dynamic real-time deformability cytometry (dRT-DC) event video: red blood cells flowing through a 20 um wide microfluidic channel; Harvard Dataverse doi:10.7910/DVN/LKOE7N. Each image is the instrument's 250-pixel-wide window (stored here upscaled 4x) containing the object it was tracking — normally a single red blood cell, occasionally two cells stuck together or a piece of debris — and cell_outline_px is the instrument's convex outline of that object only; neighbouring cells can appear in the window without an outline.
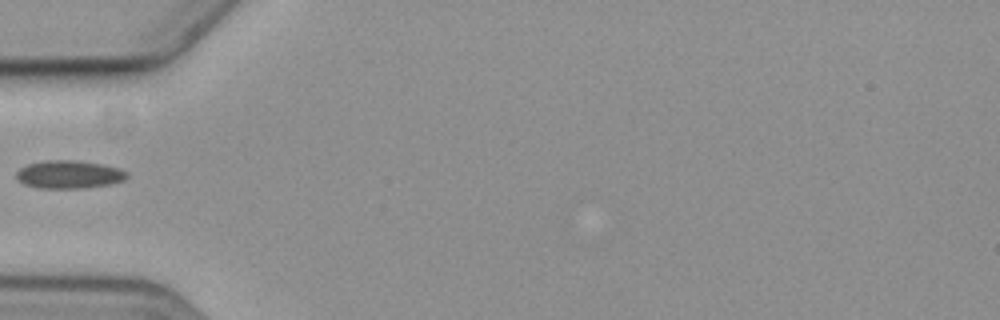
{"species": "common noctule bat (a hibernating species)", "species_latin": "Nyctalus noctula", "temperature_condition": "cold", "stored_images_in_passage": 4, "camera_frame_rate_fps": 3000, "um_per_image_px": 0.085, "animal": {"sex": "female", "body_mass_g": 19.3, "forearm_length_mm": 54.1}, "frame": {"image": 1, "passage_image": 3, "time_ms": 2.333, "image_size_px": [1000, 320], "cell_outline_px": [[128, 176], [124, 180], [112, 184], [84, 188], [40, 188], [24, 184], [16, 176], [16, 172], [20, 168], [28, 164], [44, 160], [76, 160], [100, 164], [120, 168], [128, 172]], "centroid_in_image_um": [5.9, 14.83], "position_along_channel_um": 79.1, "area_um2": 18.09}}
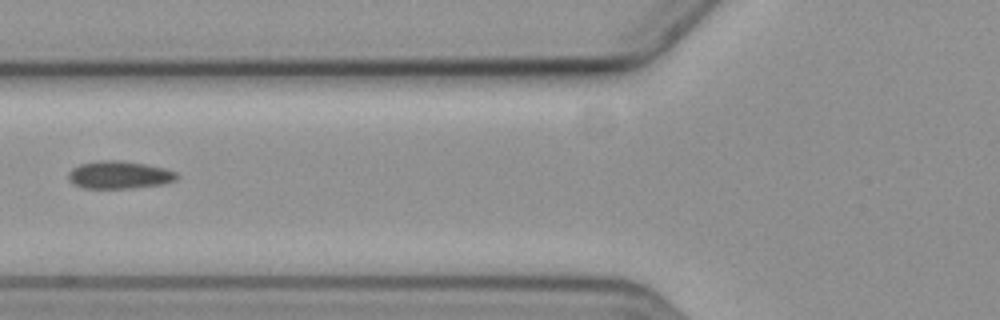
{"frame": {"image": 2, "passage_image": 4, "time_ms": 3.333, "image_size_px": [1000, 320], "cell_outline_px": [[180, 176], [176, 180], [164, 184], [132, 188], [84, 188], [72, 184], [68, 180], [68, 172], [72, 168], [80, 164], [100, 160], [120, 160], [148, 164], [164, 168], [176, 172]], "centroid_in_image_um": [10.14, 14.86], "position_along_channel_um": 115.7, "area_um2": 17.74}}